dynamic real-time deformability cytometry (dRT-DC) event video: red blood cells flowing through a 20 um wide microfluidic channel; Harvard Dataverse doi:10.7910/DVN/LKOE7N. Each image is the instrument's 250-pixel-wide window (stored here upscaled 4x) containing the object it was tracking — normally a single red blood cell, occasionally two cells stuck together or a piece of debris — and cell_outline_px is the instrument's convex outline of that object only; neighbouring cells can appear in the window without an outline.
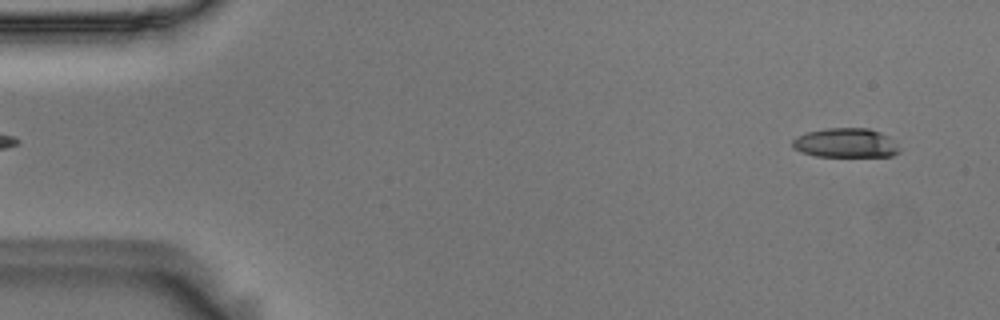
{"species": "Egyptian fruit bat (a non-hibernating species)", "species_latin": "Rousettus aegyptiacus", "temperature_condition": "room temperature", "stored_images_in_passage": 52, "camera_frame_rate_fps": 3000, "um_per_image_px": 0.085, "animal": {"sex": "male"}, "frame": {"image": 1, "passage_image": 3, "time_ms": 0.667, "image_size_px": [1000, 320], "cell_outline_px": [[900, 152], [892, 156], [816, 156], [800, 152], [792, 148], [792, 140], [796, 136], [808, 132], [824, 128], [868, 128], [880, 132], [888, 136], [900, 148]], "centroid_in_image_um": [71.86, 12.15], "position_along_channel_um": 13.1, "area_um2": 18.38}}
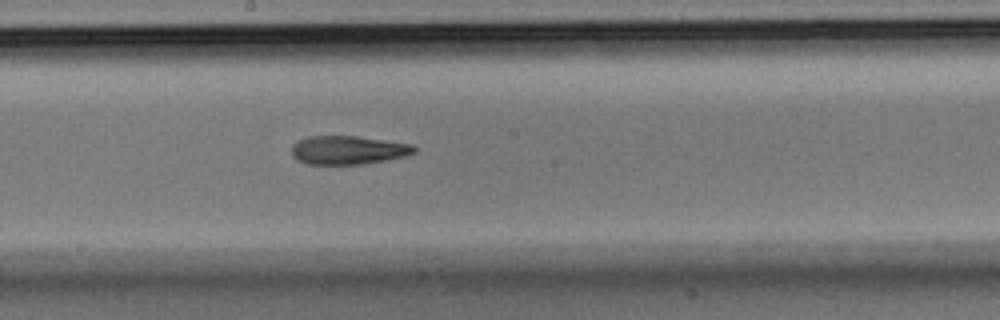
{"frame": {"image": 2, "passage_image": 29, "time_ms": 9.333, "image_size_px": [1000, 320], "cell_outline_px": [[416, 152], [404, 156], [364, 164], [308, 164], [296, 160], [292, 156], [292, 144], [308, 136], [356, 136], [412, 144], [416, 148]], "centroid_in_image_um": [29.56, 12.76], "position_along_channel_um": 218.6, "area_um2": 20.35}}
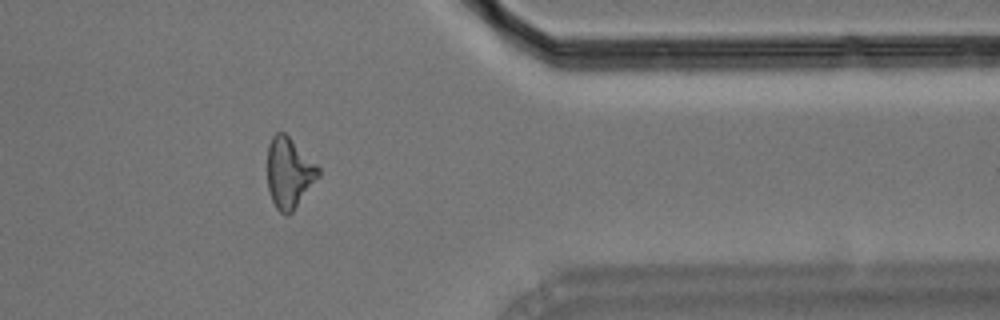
{"frame": {"image": 3, "passage_image": 44, "time_ms": 14.333, "image_size_px": [1000, 320], "cell_outline_px": [[320, 176], [292, 212], [288, 216], [284, 216], [276, 208], [272, 200], [268, 188], [268, 144], [272, 136], [276, 132], [284, 132], [320, 168]], "centroid_in_image_um": [24.57, 14.71], "position_along_channel_um": 386.8, "area_um2": 20.87}}